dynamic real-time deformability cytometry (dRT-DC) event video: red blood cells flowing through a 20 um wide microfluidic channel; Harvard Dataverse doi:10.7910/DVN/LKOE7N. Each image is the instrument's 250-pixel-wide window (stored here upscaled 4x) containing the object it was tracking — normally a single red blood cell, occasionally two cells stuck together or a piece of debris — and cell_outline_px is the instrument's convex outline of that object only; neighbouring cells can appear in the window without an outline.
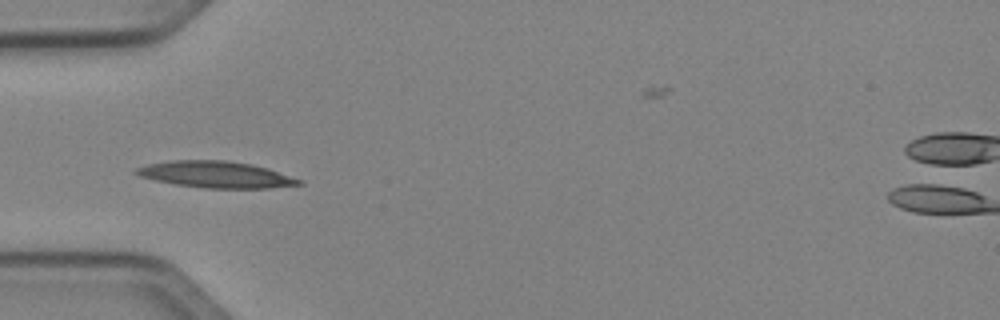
{"species": "Egyptian fruit bat (a non-hibernating species)", "species_latin": "Rousettus aegyptiacus", "temperature_condition": "cold", "stored_images_in_passage": 36, "camera_frame_rate_fps": 3000, "um_per_image_px": 0.085, "animal": {"sex": "female"}, "frame": {"image": 1, "passage_image": 1, "time_ms": 0.0, "image_size_px": [1000, 320], "cell_outline_px": [[304, 184], [268, 188], [204, 188], [176, 184], [156, 180], [140, 176], [132, 172], [136, 168], [148, 164], [168, 160], [228, 160], [252, 164], [268, 168], [304, 180]], "centroid_in_image_um": [18.38, 14.83], "position_along_channel_um": 66.6, "area_um2": 25.26}}
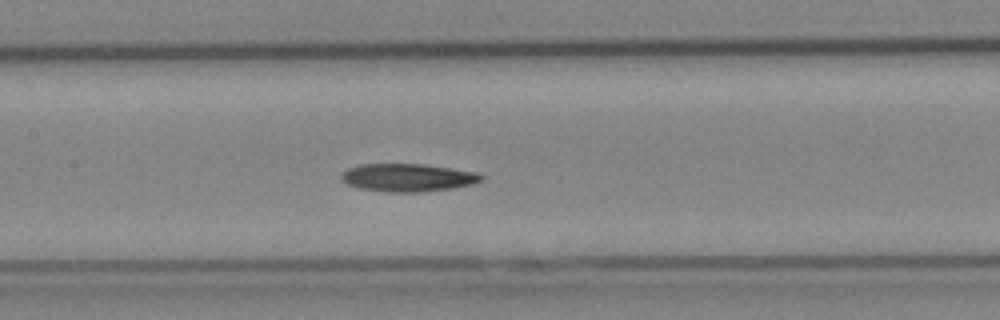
{"frame": {"image": 2, "passage_image": 9, "time_ms": 2.667, "image_size_px": [1000, 320], "cell_outline_px": [[484, 180], [472, 184], [452, 188], [420, 192], [388, 192], [360, 188], [348, 184], [340, 180], [340, 176], [348, 168], [360, 164], [424, 164], [476, 172], [484, 176]], "centroid_in_image_um": [34.66, 15.09], "position_along_channel_um": 172.7, "area_um2": 22.72}}
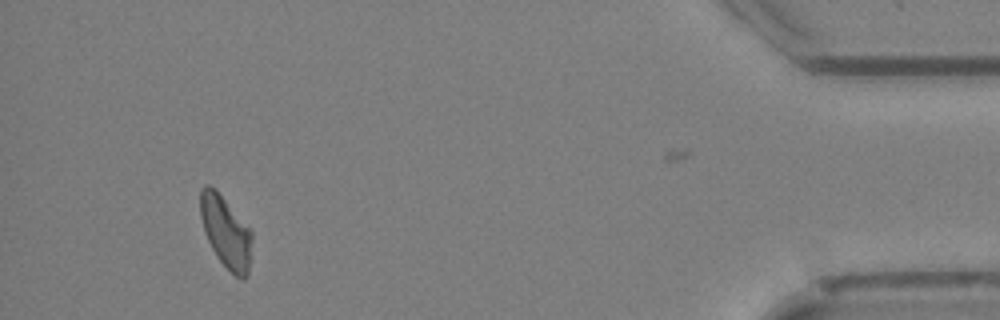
{"frame": {"image": 3, "passage_image": 32, "time_ms": 10.333, "image_size_px": [1000, 320], "cell_outline_px": [[252, 240], [248, 276], [244, 280], [240, 280], [216, 256], [204, 232], [200, 216], [200, 188], [204, 184], [208, 184], [224, 200], [252, 232]], "centroid_in_image_um": [19.19, 19.76], "position_along_channel_um": 416.0, "area_um2": 21.1}, "authors_computed_cell_mechanics": {"area_um2": 22.1374, "velocity_mm_per_s": 4.0274, "shape_relaxation_time_tau1_ms": 10.5476, "shape_relaxation_time_tau2_ms": 7.5007, "deformation_change_tau1": 0.2305, "deformation_change_tau2": 0.1688}}